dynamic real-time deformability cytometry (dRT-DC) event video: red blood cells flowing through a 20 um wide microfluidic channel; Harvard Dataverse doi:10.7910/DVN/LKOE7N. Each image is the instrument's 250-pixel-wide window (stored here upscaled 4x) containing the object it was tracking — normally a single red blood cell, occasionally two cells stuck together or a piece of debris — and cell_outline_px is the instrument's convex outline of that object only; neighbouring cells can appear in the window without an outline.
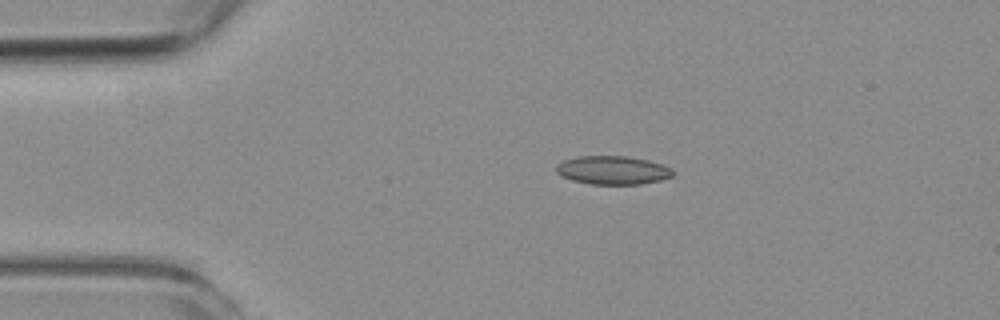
{"species": "common noctule bat (a hibernating species)", "species_latin": "Nyctalus noctula", "temperature_condition": "room temperature", "stored_images_in_passage": 2, "camera_frame_rate_fps": 3000, "um_per_image_px": 0.085, "animal": {"sex": "female", "body_mass_g": 19.3, "forearm_length_mm": 54.1}, "frame": {"image": 1, "passage_image": 1, "time_ms": 0.0, "image_size_px": [1000, 320], "cell_outline_px": [[676, 172], [672, 176], [660, 180], [640, 184], [588, 184], [572, 180], [560, 176], [556, 172], [556, 164], [564, 160], [576, 156], [628, 156], [648, 160], [664, 164], [672, 168]], "centroid_in_image_um": [52.09, 14.46], "position_along_channel_um": 32.9, "area_um2": 19.65}}